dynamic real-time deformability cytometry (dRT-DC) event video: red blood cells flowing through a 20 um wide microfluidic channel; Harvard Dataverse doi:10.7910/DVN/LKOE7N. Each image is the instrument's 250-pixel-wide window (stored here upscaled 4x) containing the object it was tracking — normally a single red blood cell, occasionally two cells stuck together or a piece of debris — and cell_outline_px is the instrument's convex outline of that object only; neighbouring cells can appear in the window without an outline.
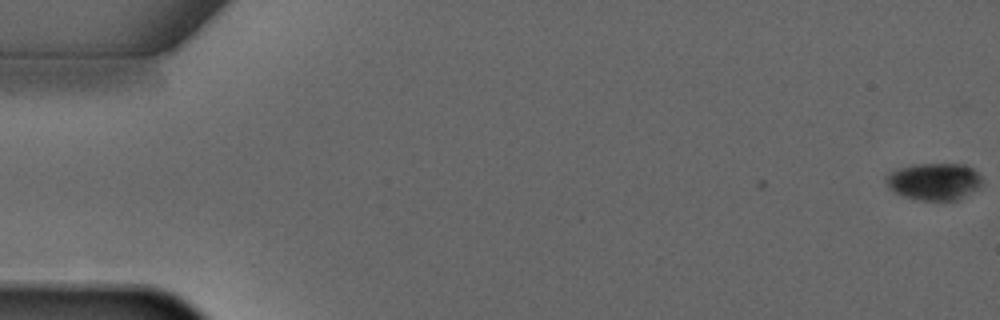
{"species": "common noctule bat (a hibernating species)", "species_latin": "Nyctalus noctula", "temperature_condition": "warm", "stored_images_in_passage": 3, "camera_frame_rate_fps": 3000, "um_per_image_px": 0.085, "animal": {"sex": "male", "forearm_length_mm": 52.5}, "frame": {"image": 1, "passage_image": 1, "time_ms": 0.0, "image_size_px": [1000, 320], "cell_outline_px": [[984, 184], [980, 188], [956, 200], [916, 200], [904, 196], [896, 192], [884, 180], [884, 176], [888, 172], [896, 168], [912, 164], [964, 164], [972, 168], [984, 180]], "centroid_in_image_um": [79.41, 15.41], "position_along_channel_um": 5.6, "area_um2": 20.98}}